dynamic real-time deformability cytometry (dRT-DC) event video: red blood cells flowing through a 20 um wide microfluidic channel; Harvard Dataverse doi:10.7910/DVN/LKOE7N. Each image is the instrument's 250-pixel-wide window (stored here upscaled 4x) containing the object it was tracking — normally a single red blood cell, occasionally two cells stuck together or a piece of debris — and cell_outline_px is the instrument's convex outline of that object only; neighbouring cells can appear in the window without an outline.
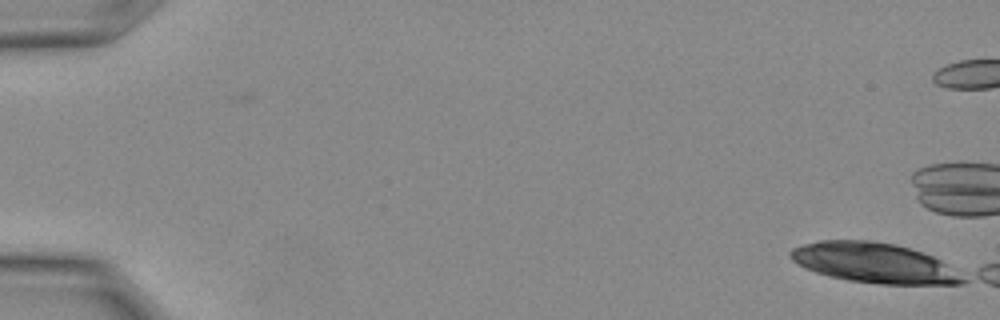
{"species": "Egyptian fruit bat (a non-hibernating species)", "species_latin": "Rousettus aegyptiacus", "temperature_condition": "warm", "stored_images_in_passage": 10, "camera_frame_rate_fps": 3000, "um_per_image_px": 0.085, "animal": {"sex": "female"}, "frame": {"image": 1, "passage_image": 1, "time_ms": 0.0, "image_size_px": [1000, 320], "cell_outline_px": [[956, 280], [864, 280], [844, 276], [828, 272], [832, 268], [860, 244], [880, 244], [900, 248], [916, 252], [932, 260]], "centroid_in_image_um": [75.52, 22.51], "position_along_channel_um": 9.5, "area_um2": 22.25}}